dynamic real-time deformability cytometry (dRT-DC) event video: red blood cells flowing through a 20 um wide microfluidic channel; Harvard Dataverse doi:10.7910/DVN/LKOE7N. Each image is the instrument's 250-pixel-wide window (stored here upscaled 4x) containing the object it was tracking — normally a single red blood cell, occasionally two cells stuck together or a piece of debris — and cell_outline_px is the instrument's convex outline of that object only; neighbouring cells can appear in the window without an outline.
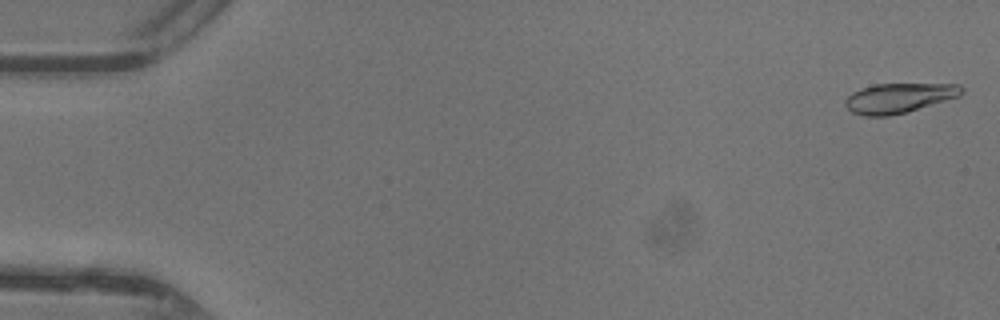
{"species": "common noctule bat (a hibernating species)", "species_latin": "Nyctalus noctula", "temperature_condition": "warm", "stored_images_in_passage": 47, "camera_frame_rate_fps": 3000, "um_per_image_px": 0.085, "animal": {"sex": "female"}, "frame": {"image": 1, "passage_image": 1, "time_ms": 0.0, "image_size_px": [1000, 320], "cell_outline_px": [[964, 92], [960, 96], [904, 112], [888, 116], [864, 116], [852, 112], [844, 104], [844, 100], [852, 92], [860, 88], [876, 84], [960, 84], [964, 88]], "centroid_in_image_um": [76.39, 8.32], "position_along_channel_um": 8.6, "area_um2": 20.06}}
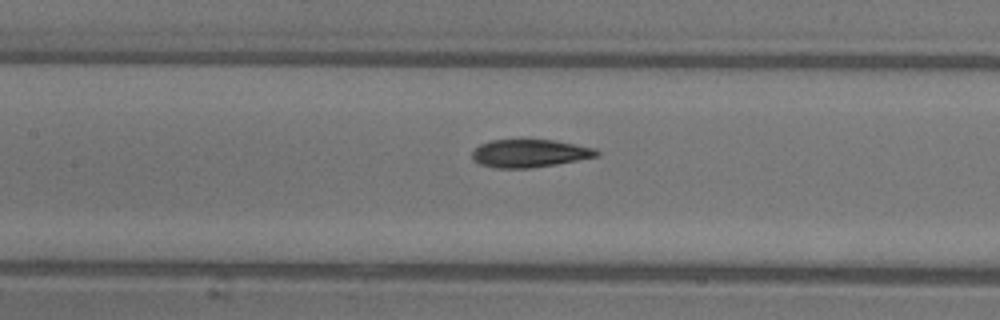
{"frame": {"image": 2, "passage_image": 22, "time_ms": 7.0, "image_size_px": [1000, 320], "cell_outline_px": [[600, 156], [556, 164], [532, 168], [496, 168], [480, 164], [472, 160], [472, 152], [480, 144], [492, 140], [552, 140], [596, 148], [600, 152]], "centroid_in_image_um": [45.03, 13.04], "position_along_channel_um": 162.4, "area_um2": 20.23}}
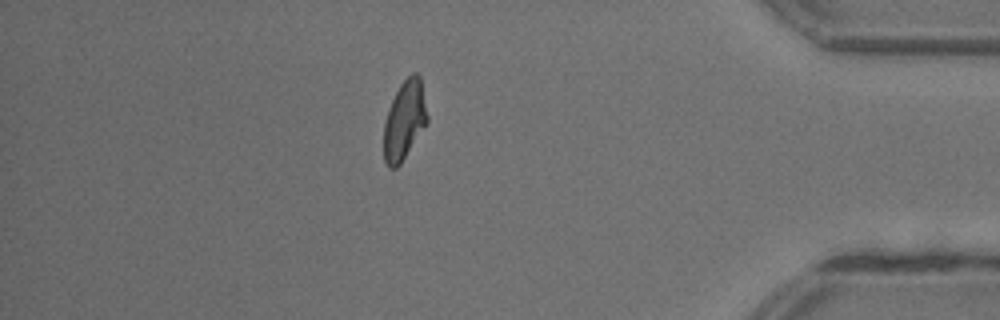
{"frame": {"image": 3, "passage_image": 41, "time_ms": 13.333, "image_size_px": [1000, 320], "cell_outline_px": [[428, 124], [400, 164], [396, 168], [388, 168], [384, 160], [384, 124], [388, 108], [400, 84], [412, 72], [416, 72], [420, 76], [428, 116]], "centroid_in_image_um": [34.39, 10.23], "position_along_channel_um": 400.8, "area_um2": 20.17}, "authors_computed_cell_mechanics": {"area_um2": 20.4612, "velocity_mm_per_s": 4.3993, "shape_relaxation_time_tau1_ms": 4.6927, "shape_relaxation_time_tau2_ms": 1.3892, "deformation_change_tau1": 0.1724, "deformation_change_tau2": 0.0759}}